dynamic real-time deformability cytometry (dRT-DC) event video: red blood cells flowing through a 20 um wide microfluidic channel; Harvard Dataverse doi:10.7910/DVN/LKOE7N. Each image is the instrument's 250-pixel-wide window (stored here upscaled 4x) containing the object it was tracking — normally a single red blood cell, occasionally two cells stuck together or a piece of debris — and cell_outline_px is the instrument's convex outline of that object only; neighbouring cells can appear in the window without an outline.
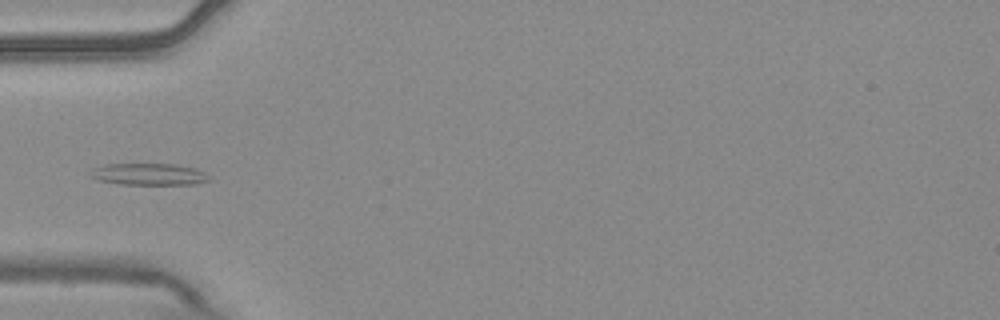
{"species": "common noctule bat (a hibernating species)", "species_latin": "Nyctalus noctula", "temperature_condition": "warm", "stored_images_in_passage": 7, "camera_frame_rate_fps": 3000, "um_per_image_px": 0.085, "animal": {"sex": "male", "body_mass_g": 20.4}, "frame": {"image": 1, "passage_image": 5, "time_ms": 1.333, "image_size_px": [1000, 320], "cell_outline_px": [[212, 180], [196, 184], [120, 184], [100, 180], [88, 176], [92, 168], [104, 164], [176, 164], [196, 168], [204, 172]], "centroid_in_image_um": [12.65, 14.8], "position_along_channel_um": 72.3, "area_um2": 15.14}}
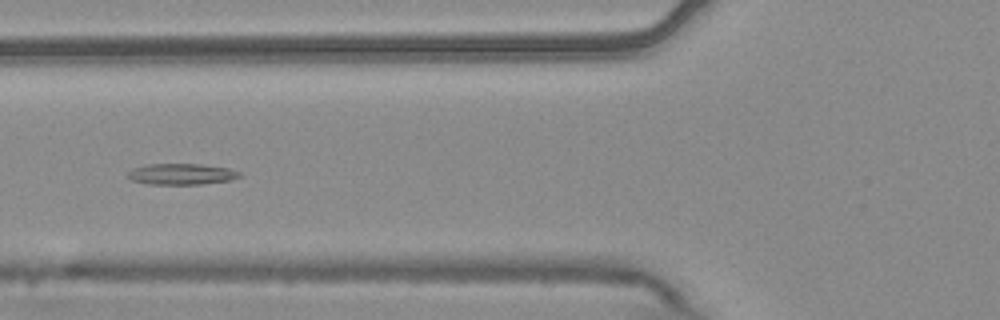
{"frame": {"image": 2, "passage_image": 6, "time_ms": 1.667, "image_size_px": [1000, 320], "cell_outline_px": [[240, 176], [228, 180], [200, 184], [148, 184], [132, 180], [124, 176], [132, 168], [148, 164], [200, 164], [228, 168], [240, 172]], "centroid_in_image_um": [15.35, 14.79], "position_along_channel_um": 110.5, "area_um2": 13.64}}
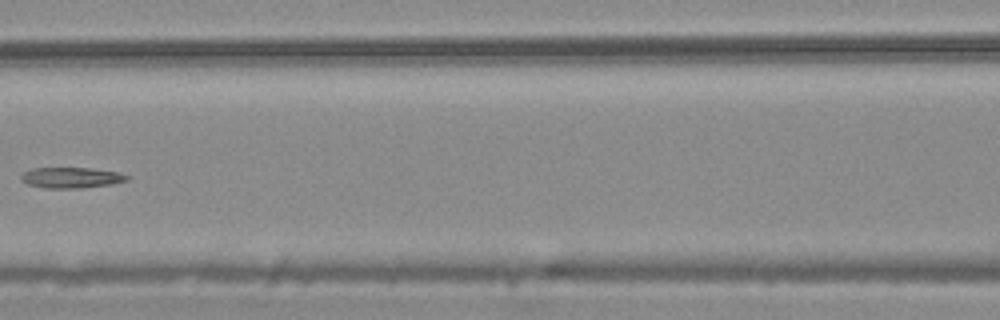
{"frame": {"image": 3, "passage_image": 7, "time_ms": 2.0, "image_size_px": [1000, 320], "cell_outline_px": [[132, 176], [128, 180], [112, 184], [80, 188], [44, 188], [28, 184], [20, 180], [20, 176], [24, 172], [32, 168], [88, 168], [116, 172]], "centroid_in_image_um": [6.05, 15.1], "position_along_channel_um": 160.6, "area_um2": 12.77}}